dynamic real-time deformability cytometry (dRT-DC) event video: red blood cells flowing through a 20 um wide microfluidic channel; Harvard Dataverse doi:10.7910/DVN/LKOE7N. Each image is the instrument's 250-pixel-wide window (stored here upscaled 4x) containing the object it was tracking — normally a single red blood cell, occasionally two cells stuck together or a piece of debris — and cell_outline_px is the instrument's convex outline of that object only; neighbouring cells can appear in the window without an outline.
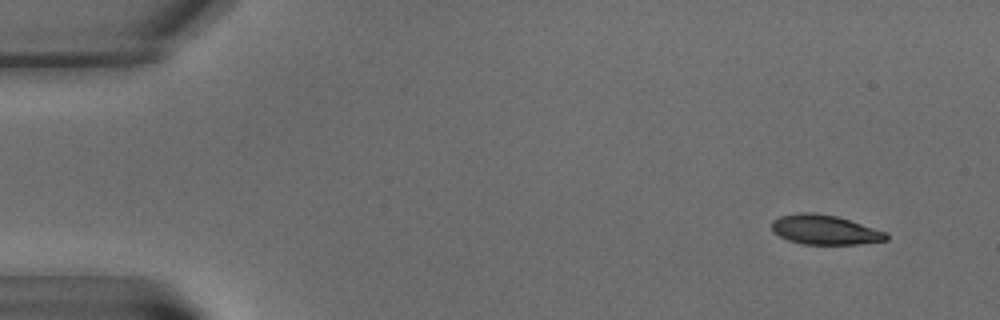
{"species": "common noctule bat (a hibernating species)", "species_latin": "Nyctalus noctula", "temperature_condition": "warm", "stored_images_in_passage": 7, "camera_frame_rate_fps": 3000, "um_per_image_px": 0.085, "animal": {"sex": "male", "body_mass_g": 15.6}, "frame": {"image": 1, "passage_image": 2, "time_ms": 1.333, "image_size_px": [1000, 320], "cell_outline_px": [[888, 240], [860, 244], [804, 244], [788, 240], [772, 232], [772, 220], [780, 216], [800, 212], [816, 212], [836, 216], [888, 232]], "centroid_in_image_um": [70.11, 19.53], "position_along_channel_um": 14.9, "area_um2": 19.83}}
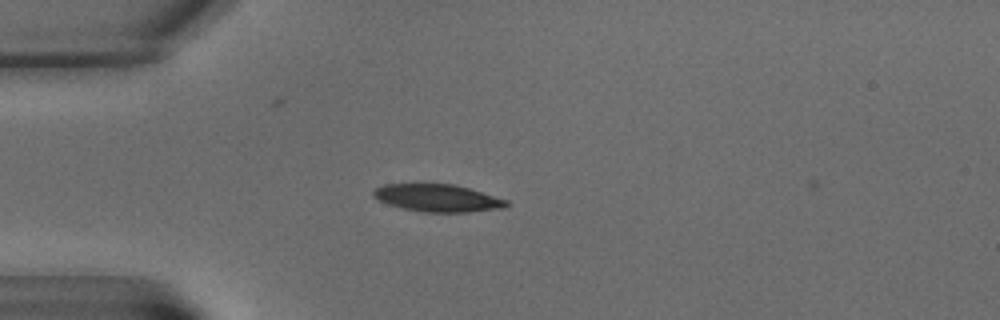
{"frame": {"image": 2, "passage_image": 5, "time_ms": 6.0, "image_size_px": [1000, 320], "cell_outline_px": [[508, 204], [504, 208], [468, 212], [424, 212], [404, 208], [388, 204], [372, 196], [372, 192], [376, 188], [384, 184], [452, 184], [468, 188], [508, 200]], "centroid_in_image_um": [37.19, 16.83], "position_along_channel_um": 47.8, "area_um2": 21.04}}